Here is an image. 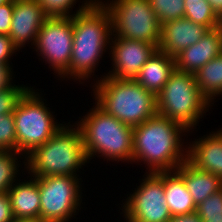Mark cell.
Returning <instances> with one entry per match:
<instances>
[{
  "instance_id": "1",
  "label": "cell",
  "mask_w": 222,
  "mask_h": 222,
  "mask_svg": "<svg viewBox=\"0 0 222 222\" xmlns=\"http://www.w3.org/2000/svg\"><path fill=\"white\" fill-rule=\"evenodd\" d=\"M72 23L70 68L59 80L62 82L72 79L83 85L93 78L95 83L97 75L94 73L98 70L100 59L102 60L106 51L109 54L112 36L110 13L99 0H95L87 9L72 15Z\"/></svg>"
},
{
  "instance_id": "2",
  "label": "cell",
  "mask_w": 222,
  "mask_h": 222,
  "mask_svg": "<svg viewBox=\"0 0 222 222\" xmlns=\"http://www.w3.org/2000/svg\"><path fill=\"white\" fill-rule=\"evenodd\" d=\"M188 135L182 124L156 113L133 128V163H143L145 172L176 170L187 160Z\"/></svg>"
},
{
  "instance_id": "3",
  "label": "cell",
  "mask_w": 222,
  "mask_h": 222,
  "mask_svg": "<svg viewBox=\"0 0 222 222\" xmlns=\"http://www.w3.org/2000/svg\"><path fill=\"white\" fill-rule=\"evenodd\" d=\"M92 104L86 115L74 122L81 130L88 162L102 157L107 162L133 164V128Z\"/></svg>"
},
{
  "instance_id": "4",
  "label": "cell",
  "mask_w": 222,
  "mask_h": 222,
  "mask_svg": "<svg viewBox=\"0 0 222 222\" xmlns=\"http://www.w3.org/2000/svg\"><path fill=\"white\" fill-rule=\"evenodd\" d=\"M70 122H65L45 144L25 157L26 171L23 172L32 177H80L79 173L84 171L83 166H87L89 162L81 130L75 123L72 125Z\"/></svg>"
},
{
  "instance_id": "5",
  "label": "cell",
  "mask_w": 222,
  "mask_h": 222,
  "mask_svg": "<svg viewBox=\"0 0 222 222\" xmlns=\"http://www.w3.org/2000/svg\"><path fill=\"white\" fill-rule=\"evenodd\" d=\"M90 86L95 103L103 111L132 128L157 113L156 95L135 80L104 76Z\"/></svg>"
},
{
  "instance_id": "6",
  "label": "cell",
  "mask_w": 222,
  "mask_h": 222,
  "mask_svg": "<svg viewBox=\"0 0 222 222\" xmlns=\"http://www.w3.org/2000/svg\"><path fill=\"white\" fill-rule=\"evenodd\" d=\"M156 99L157 113L182 124L190 134L213 106L200 92L195 75L176 68Z\"/></svg>"
},
{
  "instance_id": "7",
  "label": "cell",
  "mask_w": 222,
  "mask_h": 222,
  "mask_svg": "<svg viewBox=\"0 0 222 222\" xmlns=\"http://www.w3.org/2000/svg\"><path fill=\"white\" fill-rule=\"evenodd\" d=\"M30 87L19 99L13 111L16 131V152L24 157L45 144L65 123H58L56 115L44 102L41 91ZM41 93V94H40ZM41 95V96H40Z\"/></svg>"
},
{
  "instance_id": "8",
  "label": "cell",
  "mask_w": 222,
  "mask_h": 222,
  "mask_svg": "<svg viewBox=\"0 0 222 222\" xmlns=\"http://www.w3.org/2000/svg\"><path fill=\"white\" fill-rule=\"evenodd\" d=\"M99 1L110 13L111 37L139 40L158 47L161 37V24L152 11L148 0Z\"/></svg>"
},
{
  "instance_id": "9",
  "label": "cell",
  "mask_w": 222,
  "mask_h": 222,
  "mask_svg": "<svg viewBox=\"0 0 222 222\" xmlns=\"http://www.w3.org/2000/svg\"><path fill=\"white\" fill-rule=\"evenodd\" d=\"M36 179L41 198L40 222H72V218L84 208L82 178L47 176Z\"/></svg>"
},
{
  "instance_id": "10",
  "label": "cell",
  "mask_w": 222,
  "mask_h": 222,
  "mask_svg": "<svg viewBox=\"0 0 222 222\" xmlns=\"http://www.w3.org/2000/svg\"><path fill=\"white\" fill-rule=\"evenodd\" d=\"M142 177L137 189L121 201L124 222H169L172 215L165 199L164 172H146Z\"/></svg>"
},
{
  "instance_id": "11",
  "label": "cell",
  "mask_w": 222,
  "mask_h": 222,
  "mask_svg": "<svg viewBox=\"0 0 222 222\" xmlns=\"http://www.w3.org/2000/svg\"><path fill=\"white\" fill-rule=\"evenodd\" d=\"M72 47V16H49L39 30L32 49L59 79L70 68Z\"/></svg>"
},
{
  "instance_id": "12",
  "label": "cell",
  "mask_w": 222,
  "mask_h": 222,
  "mask_svg": "<svg viewBox=\"0 0 222 222\" xmlns=\"http://www.w3.org/2000/svg\"><path fill=\"white\" fill-rule=\"evenodd\" d=\"M158 47L152 43L139 40L111 37L109 56L111 68L102 74L96 81L104 76L113 77L121 80H134Z\"/></svg>"
},
{
  "instance_id": "13",
  "label": "cell",
  "mask_w": 222,
  "mask_h": 222,
  "mask_svg": "<svg viewBox=\"0 0 222 222\" xmlns=\"http://www.w3.org/2000/svg\"><path fill=\"white\" fill-rule=\"evenodd\" d=\"M49 15L38 0H14L9 38L19 50L35 45L37 34Z\"/></svg>"
},
{
  "instance_id": "14",
  "label": "cell",
  "mask_w": 222,
  "mask_h": 222,
  "mask_svg": "<svg viewBox=\"0 0 222 222\" xmlns=\"http://www.w3.org/2000/svg\"><path fill=\"white\" fill-rule=\"evenodd\" d=\"M209 31L201 24L187 18H179L161 24V37L158 49L175 58L190 45H194Z\"/></svg>"
},
{
  "instance_id": "15",
  "label": "cell",
  "mask_w": 222,
  "mask_h": 222,
  "mask_svg": "<svg viewBox=\"0 0 222 222\" xmlns=\"http://www.w3.org/2000/svg\"><path fill=\"white\" fill-rule=\"evenodd\" d=\"M187 144V161L199 170L213 173L222 179V128Z\"/></svg>"
},
{
  "instance_id": "16",
  "label": "cell",
  "mask_w": 222,
  "mask_h": 222,
  "mask_svg": "<svg viewBox=\"0 0 222 222\" xmlns=\"http://www.w3.org/2000/svg\"><path fill=\"white\" fill-rule=\"evenodd\" d=\"M222 53V26L209 30L194 45L175 57L177 70L195 74L206 63Z\"/></svg>"
},
{
  "instance_id": "17",
  "label": "cell",
  "mask_w": 222,
  "mask_h": 222,
  "mask_svg": "<svg viewBox=\"0 0 222 222\" xmlns=\"http://www.w3.org/2000/svg\"><path fill=\"white\" fill-rule=\"evenodd\" d=\"M19 179L7 192L14 218L30 219L40 222L41 198L36 177Z\"/></svg>"
},
{
  "instance_id": "18",
  "label": "cell",
  "mask_w": 222,
  "mask_h": 222,
  "mask_svg": "<svg viewBox=\"0 0 222 222\" xmlns=\"http://www.w3.org/2000/svg\"><path fill=\"white\" fill-rule=\"evenodd\" d=\"M175 68V58L157 49L134 80L157 96Z\"/></svg>"
},
{
  "instance_id": "19",
  "label": "cell",
  "mask_w": 222,
  "mask_h": 222,
  "mask_svg": "<svg viewBox=\"0 0 222 222\" xmlns=\"http://www.w3.org/2000/svg\"><path fill=\"white\" fill-rule=\"evenodd\" d=\"M175 171L182 177L196 206L222 189V179L220 177L195 168L187 160Z\"/></svg>"
},
{
  "instance_id": "20",
  "label": "cell",
  "mask_w": 222,
  "mask_h": 222,
  "mask_svg": "<svg viewBox=\"0 0 222 222\" xmlns=\"http://www.w3.org/2000/svg\"><path fill=\"white\" fill-rule=\"evenodd\" d=\"M164 192L166 204L172 216L196 212L197 206L182 177L175 170L164 172Z\"/></svg>"
},
{
  "instance_id": "21",
  "label": "cell",
  "mask_w": 222,
  "mask_h": 222,
  "mask_svg": "<svg viewBox=\"0 0 222 222\" xmlns=\"http://www.w3.org/2000/svg\"><path fill=\"white\" fill-rule=\"evenodd\" d=\"M200 92L214 105L222 95V53L206 63L195 74Z\"/></svg>"
},
{
  "instance_id": "22",
  "label": "cell",
  "mask_w": 222,
  "mask_h": 222,
  "mask_svg": "<svg viewBox=\"0 0 222 222\" xmlns=\"http://www.w3.org/2000/svg\"><path fill=\"white\" fill-rule=\"evenodd\" d=\"M20 159L25 170V157L22 154L14 151H0V193L8 192L19 179L23 171L20 169L22 168Z\"/></svg>"
},
{
  "instance_id": "23",
  "label": "cell",
  "mask_w": 222,
  "mask_h": 222,
  "mask_svg": "<svg viewBox=\"0 0 222 222\" xmlns=\"http://www.w3.org/2000/svg\"><path fill=\"white\" fill-rule=\"evenodd\" d=\"M184 17L194 23L206 26L209 30L222 26L221 19L212 10L207 0H184Z\"/></svg>"
},
{
  "instance_id": "24",
  "label": "cell",
  "mask_w": 222,
  "mask_h": 222,
  "mask_svg": "<svg viewBox=\"0 0 222 222\" xmlns=\"http://www.w3.org/2000/svg\"><path fill=\"white\" fill-rule=\"evenodd\" d=\"M152 11L160 24L183 18L185 14L184 0H148Z\"/></svg>"
},
{
  "instance_id": "25",
  "label": "cell",
  "mask_w": 222,
  "mask_h": 222,
  "mask_svg": "<svg viewBox=\"0 0 222 222\" xmlns=\"http://www.w3.org/2000/svg\"><path fill=\"white\" fill-rule=\"evenodd\" d=\"M95 0H83L77 10L73 13V7L75 8L78 0H38L45 12L49 16H72L87 9ZM75 5V6H74Z\"/></svg>"
},
{
  "instance_id": "26",
  "label": "cell",
  "mask_w": 222,
  "mask_h": 222,
  "mask_svg": "<svg viewBox=\"0 0 222 222\" xmlns=\"http://www.w3.org/2000/svg\"><path fill=\"white\" fill-rule=\"evenodd\" d=\"M196 213L202 222H222V189L201 202Z\"/></svg>"
},
{
  "instance_id": "27",
  "label": "cell",
  "mask_w": 222,
  "mask_h": 222,
  "mask_svg": "<svg viewBox=\"0 0 222 222\" xmlns=\"http://www.w3.org/2000/svg\"><path fill=\"white\" fill-rule=\"evenodd\" d=\"M0 151L16 152V131L13 113L0 115Z\"/></svg>"
},
{
  "instance_id": "28",
  "label": "cell",
  "mask_w": 222,
  "mask_h": 222,
  "mask_svg": "<svg viewBox=\"0 0 222 222\" xmlns=\"http://www.w3.org/2000/svg\"><path fill=\"white\" fill-rule=\"evenodd\" d=\"M31 86L16 83L4 91H0V115L13 113L19 99Z\"/></svg>"
},
{
  "instance_id": "29",
  "label": "cell",
  "mask_w": 222,
  "mask_h": 222,
  "mask_svg": "<svg viewBox=\"0 0 222 222\" xmlns=\"http://www.w3.org/2000/svg\"><path fill=\"white\" fill-rule=\"evenodd\" d=\"M18 49L8 35L0 34V64H13L11 57L16 56ZM11 62V63H10Z\"/></svg>"
},
{
  "instance_id": "30",
  "label": "cell",
  "mask_w": 222,
  "mask_h": 222,
  "mask_svg": "<svg viewBox=\"0 0 222 222\" xmlns=\"http://www.w3.org/2000/svg\"><path fill=\"white\" fill-rule=\"evenodd\" d=\"M13 10L14 0L0 5V34L9 35Z\"/></svg>"
},
{
  "instance_id": "31",
  "label": "cell",
  "mask_w": 222,
  "mask_h": 222,
  "mask_svg": "<svg viewBox=\"0 0 222 222\" xmlns=\"http://www.w3.org/2000/svg\"><path fill=\"white\" fill-rule=\"evenodd\" d=\"M13 65L10 64H0V91L9 89L14 85V69ZM13 81V82H12Z\"/></svg>"
},
{
  "instance_id": "32",
  "label": "cell",
  "mask_w": 222,
  "mask_h": 222,
  "mask_svg": "<svg viewBox=\"0 0 222 222\" xmlns=\"http://www.w3.org/2000/svg\"><path fill=\"white\" fill-rule=\"evenodd\" d=\"M13 219L9 195L7 192L0 193V222H10Z\"/></svg>"
},
{
  "instance_id": "33",
  "label": "cell",
  "mask_w": 222,
  "mask_h": 222,
  "mask_svg": "<svg viewBox=\"0 0 222 222\" xmlns=\"http://www.w3.org/2000/svg\"><path fill=\"white\" fill-rule=\"evenodd\" d=\"M169 222H202L196 212L186 215L172 216Z\"/></svg>"
},
{
  "instance_id": "34",
  "label": "cell",
  "mask_w": 222,
  "mask_h": 222,
  "mask_svg": "<svg viewBox=\"0 0 222 222\" xmlns=\"http://www.w3.org/2000/svg\"><path fill=\"white\" fill-rule=\"evenodd\" d=\"M211 5L212 10L216 13V15L222 19V0H207Z\"/></svg>"
},
{
  "instance_id": "35",
  "label": "cell",
  "mask_w": 222,
  "mask_h": 222,
  "mask_svg": "<svg viewBox=\"0 0 222 222\" xmlns=\"http://www.w3.org/2000/svg\"><path fill=\"white\" fill-rule=\"evenodd\" d=\"M10 222H36L34 220H30V219H21V218H14L12 221Z\"/></svg>"
},
{
  "instance_id": "36",
  "label": "cell",
  "mask_w": 222,
  "mask_h": 222,
  "mask_svg": "<svg viewBox=\"0 0 222 222\" xmlns=\"http://www.w3.org/2000/svg\"><path fill=\"white\" fill-rule=\"evenodd\" d=\"M8 1H10V0H0V5L5 4Z\"/></svg>"
}]
</instances>
